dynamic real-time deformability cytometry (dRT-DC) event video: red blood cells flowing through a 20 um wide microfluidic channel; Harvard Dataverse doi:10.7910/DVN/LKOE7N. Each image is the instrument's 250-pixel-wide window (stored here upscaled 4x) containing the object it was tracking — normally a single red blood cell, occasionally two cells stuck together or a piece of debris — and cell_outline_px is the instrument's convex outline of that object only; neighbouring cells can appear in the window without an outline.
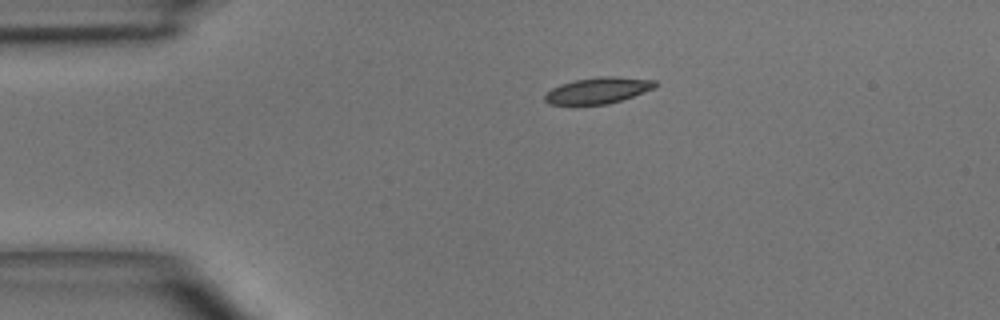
{"species": "common noctule bat (a hibernating species)", "species_latin": "Nyctalus noctula", "temperature_condition": "room temperature", "stored_images_in_passage": 2, "camera_frame_rate_fps": 3000, "um_per_image_px": 0.085, "animal": {"sex": "male", "body_mass_g": 15.6}, "frame": {"image": 1, "passage_image": 1, "time_ms": 0.0, "image_size_px": [1000, 320], "cell_outline_px": [[660, 84], [656, 88], [608, 104], [548, 104], [544, 100], [544, 96], [552, 88], [560, 84], [576, 80], [600, 76], [616, 76], [656, 80]], "centroid_in_image_um": [50.88, 7.67], "position_along_channel_um": 34.1, "area_um2": 16.82}}